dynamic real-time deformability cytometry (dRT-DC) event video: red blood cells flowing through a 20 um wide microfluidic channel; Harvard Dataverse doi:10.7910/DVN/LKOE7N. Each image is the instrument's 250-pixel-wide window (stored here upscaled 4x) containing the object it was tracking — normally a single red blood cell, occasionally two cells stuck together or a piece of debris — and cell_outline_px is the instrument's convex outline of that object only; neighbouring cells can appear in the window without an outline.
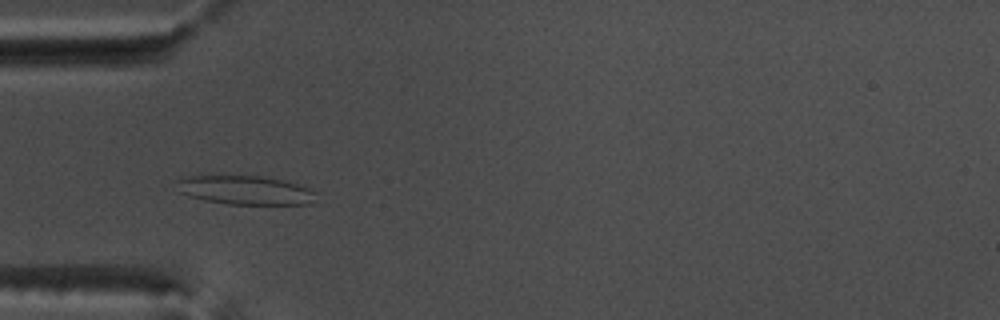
{"species": "common noctule bat (a hibernating species)", "species_latin": "Nyctalus noctula", "temperature_condition": "warm", "stored_images_in_passage": 50, "camera_frame_rate_fps": 3000, "um_per_image_px": 0.085, "animal": {"sex": "male", "body_mass_g": 17.5, "forearm_length_mm": 52.3}, "frame": {"image": 1, "passage_image": 13, "time_ms": 4.0, "image_size_px": [1000, 320], "cell_outline_px": [[316, 192], [308, 204], [228, 204], [204, 200], [188, 196], [180, 192], [176, 180], [188, 176], [260, 176], [284, 180], [308, 188]], "centroid_in_image_um": [20.8, 16.16], "position_along_channel_um": 64.2, "area_um2": 23.12}}
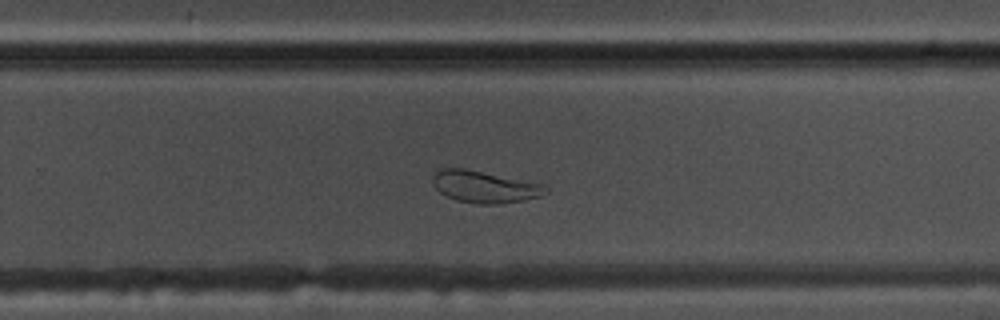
{"frame": {"image": 2, "passage_image": 31, "time_ms": 10.0, "image_size_px": [1000, 320], "cell_outline_px": [[548, 192], [540, 196], [524, 200], [500, 204], [476, 204], [456, 200], [440, 192], [432, 184], [432, 176], [440, 168], [464, 168], [544, 184], [548, 188]], "centroid_in_image_um": [41.19, 15.88], "position_along_channel_um": 288.6, "area_um2": 21.04}}
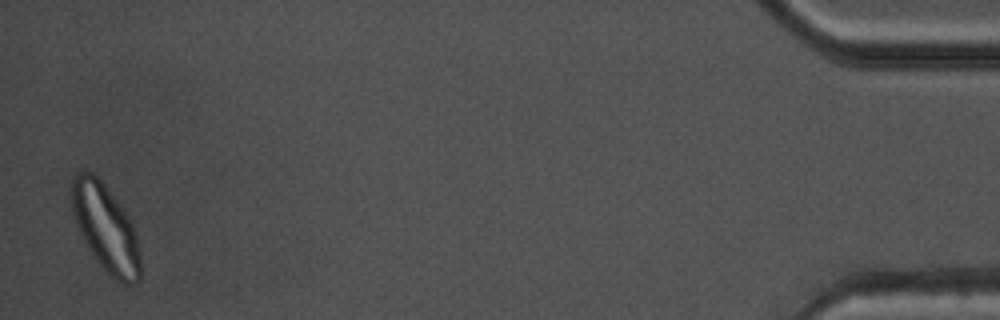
{"frame": {"image": 3, "passage_image": 49, "time_ms": 16.0, "image_size_px": [1000, 320], "cell_outline_px": [[140, 280], [132, 284], [124, 284], [116, 280], [96, 260], [88, 248], [76, 224], [72, 208], [72, 176], [80, 172], [92, 172], [104, 184], [120, 204], [128, 216], [132, 224], [140, 248]], "centroid_in_image_um": [8.99, 19.39], "position_along_channel_um": 426.2, "area_um2": 34.45}, "authors_computed_cell_mechanics": {"area_um2": 25.5476, "velocity_mm_per_s": 3.7745, "shape_relaxation_time_tau1_ms": null, "shape_relaxation_time_tau2_ms": 1.9372, "deformation_change_tau1": null, "deformation_change_tau2": 0.0707}}